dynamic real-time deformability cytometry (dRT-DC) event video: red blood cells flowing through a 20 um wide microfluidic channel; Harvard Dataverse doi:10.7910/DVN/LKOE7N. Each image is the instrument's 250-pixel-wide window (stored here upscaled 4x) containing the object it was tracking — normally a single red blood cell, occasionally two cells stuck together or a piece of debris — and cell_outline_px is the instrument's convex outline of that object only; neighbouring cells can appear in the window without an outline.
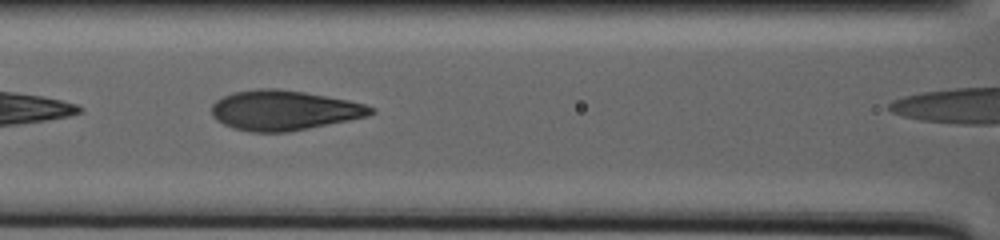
{"species": "human", "species_latin": "Homo sapiens", "temperature_condition": "warm", "stored_images_in_passage": 43, "camera_frame_rate_fps": 3000, "um_per_image_px": 0.085, "donor": {"sex": "male"}, "frame": {"image": 1, "passage_image": 11, "time_ms": 6.667, "image_size_px": [1000, 240], "cell_outline_px": [[376, 112], [368, 116], [288, 132], [252, 132], [232, 128], [216, 120], [212, 116], [212, 104], [216, 100], [232, 92], [256, 88], [280, 88], [304, 92], [348, 100], [364, 104], [376, 108]], "centroid_in_image_um": [24.12, 9.37], "position_along_channel_um": 142.5, "area_um2": 37.11}}
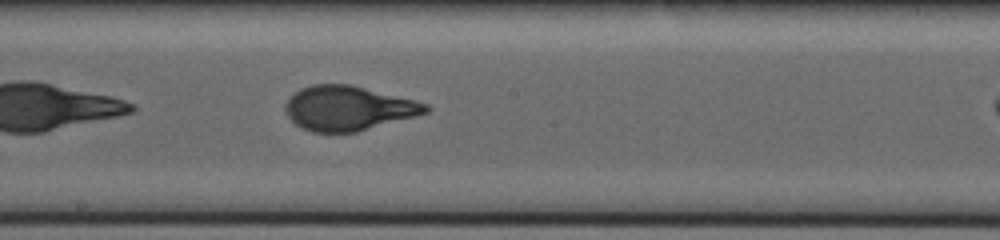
{"frame": {"image": 2, "passage_image": 19, "time_ms": 11.0, "image_size_px": [1000, 240], "cell_outline_px": [[432, 108], [428, 112], [416, 116], [356, 132], [312, 132], [300, 128], [288, 116], [284, 108], [284, 104], [300, 88], [312, 84], [352, 84], [416, 100], [428, 104]], "centroid_in_image_um": [29.62, 9.19], "position_along_channel_um": 218.6, "area_um2": 36.59}}
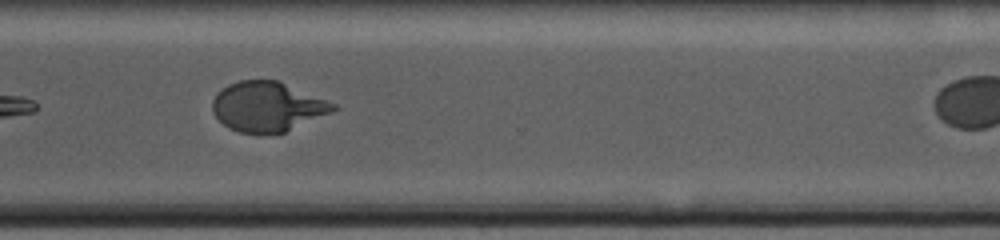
{"frame": {"image": 3, "passage_image": 31, "time_ms": 18.333, "image_size_px": [1000, 240], "cell_outline_px": [[336, 108], [332, 112], [284, 132], [256, 136], [240, 132], [228, 128], [212, 112], [212, 100], [216, 92], [228, 84], [240, 80], [280, 80], [328, 100], [336, 104]], "centroid_in_image_um": [22.71, 9.07], "position_along_channel_um": 347.9, "area_um2": 35.49}}